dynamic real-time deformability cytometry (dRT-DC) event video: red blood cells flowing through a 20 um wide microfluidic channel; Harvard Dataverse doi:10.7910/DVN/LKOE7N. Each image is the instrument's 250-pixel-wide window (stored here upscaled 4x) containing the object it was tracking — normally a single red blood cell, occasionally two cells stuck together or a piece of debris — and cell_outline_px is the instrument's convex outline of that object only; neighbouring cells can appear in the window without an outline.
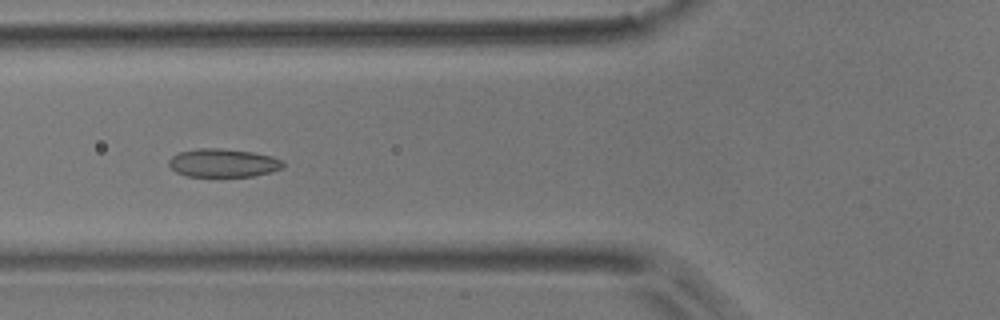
{"species": "common noctule bat (a hibernating species)", "species_latin": "Nyctalus noctula", "temperature_condition": "room temperature", "stored_images_in_passage": 6, "camera_frame_rate_fps": 3000, "um_per_image_px": 0.085, "animal": {"sex": "male", "body_mass_g": 17.9}, "frame": {"image": 1, "passage_image": 5, "time_ms": 4.667, "image_size_px": [1000, 320], "cell_outline_px": [[284, 168], [252, 176], [188, 176], [176, 172], [168, 164], [168, 160], [172, 156], [180, 152], [196, 148], [220, 148], [252, 152], [272, 156], [284, 160]], "centroid_in_image_um": [18.97, 13.84], "position_along_channel_um": 106.8, "area_um2": 18.84}}
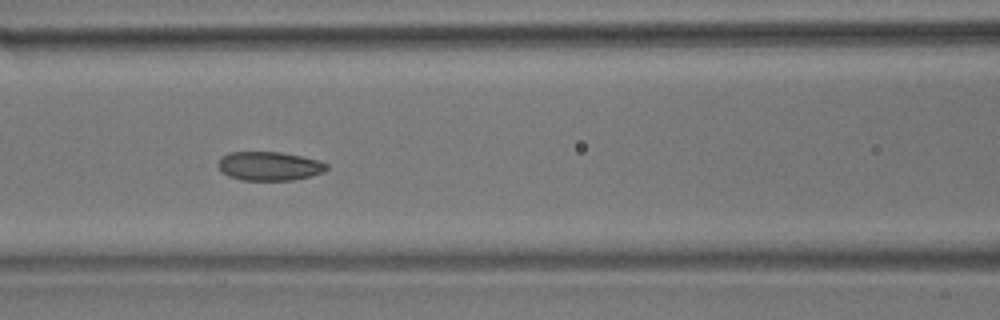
{"frame": {"image": 2, "passage_image": 6, "time_ms": 5.667, "image_size_px": [1000, 320], "cell_outline_px": [[328, 168], [312, 176], [292, 180], [240, 180], [228, 176], [220, 172], [216, 164], [220, 156], [228, 152], [280, 152], [320, 160], [328, 164]], "centroid_in_image_um": [22.82, 14.11], "position_along_channel_um": 143.8, "area_um2": 18.5}}